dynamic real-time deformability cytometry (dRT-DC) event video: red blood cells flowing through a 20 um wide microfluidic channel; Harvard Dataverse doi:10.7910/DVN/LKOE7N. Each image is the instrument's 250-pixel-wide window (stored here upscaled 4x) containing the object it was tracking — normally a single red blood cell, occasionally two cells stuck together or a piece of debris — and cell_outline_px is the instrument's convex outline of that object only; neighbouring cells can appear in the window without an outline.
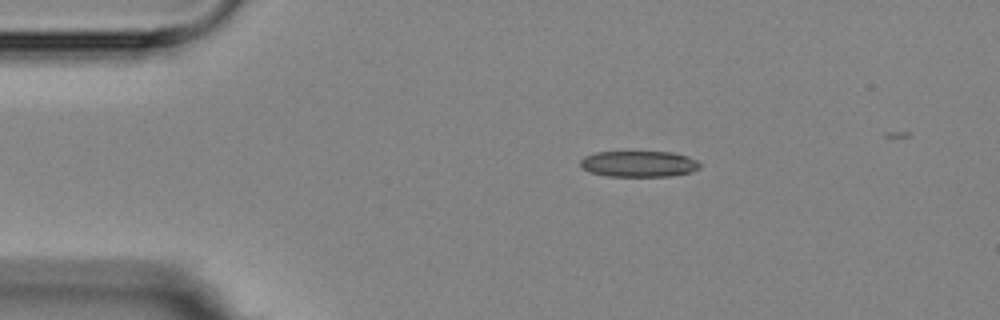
{"species": "Egyptian fruit bat (a non-hibernating species)", "species_latin": "Rousettus aegyptiacus", "temperature_condition": "room temperature", "stored_images_in_passage": 3, "camera_frame_rate_fps": 3000, "um_per_image_px": 0.085, "animal": {"sex": "female"}, "frame": {"image": 1, "passage_image": 1, "time_ms": 0.0, "image_size_px": [1000, 320], "cell_outline_px": [[700, 168], [692, 172], [668, 176], [608, 176], [588, 172], [580, 164], [580, 160], [584, 156], [596, 152], [672, 152], [688, 156], [696, 160], [700, 164]], "centroid_in_image_um": [54.3, 13.93], "position_along_channel_um": 30.7, "area_um2": 18.15}}